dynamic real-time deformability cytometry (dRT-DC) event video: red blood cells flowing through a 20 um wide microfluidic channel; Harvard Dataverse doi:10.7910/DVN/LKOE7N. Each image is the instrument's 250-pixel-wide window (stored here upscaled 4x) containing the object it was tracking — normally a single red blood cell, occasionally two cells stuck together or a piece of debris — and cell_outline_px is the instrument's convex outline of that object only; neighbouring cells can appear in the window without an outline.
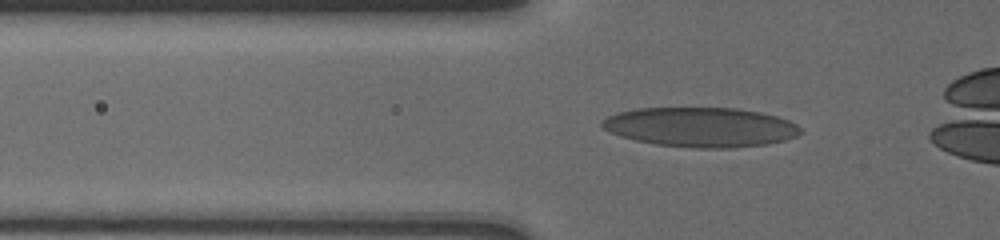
{"species": "human", "species_latin": "Homo sapiens", "temperature_condition": "cold", "stored_images_in_passage": 15, "camera_frame_rate_fps": 3000, "um_per_image_px": 0.085, "donor": {"sex": "male"}, "frame": {"image": 1, "passage_image": 4, "time_ms": 1.333, "image_size_px": [1000, 240], "cell_outline_px": [[804, 132], [796, 136], [784, 140], [768, 144], [728, 148], [696, 148], [656, 144], [636, 140], [620, 136], [604, 128], [600, 124], [600, 120], [608, 116], [620, 112], [636, 108], [736, 108], [760, 112], [776, 116], [788, 120], [796, 124]], "centroid_in_image_um": [59.57, 10.8], "position_along_channel_um": 66.2, "area_um2": 45.72}}
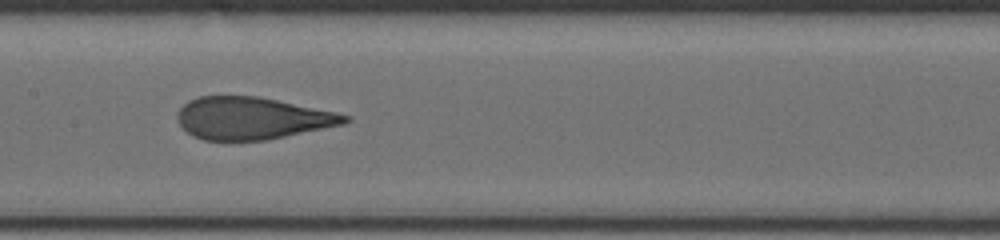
{"frame": {"image": 2, "passage_image": 11, "time_ms": 4.667, "image_size_px": [1000, 240], "cell_outline_px": [[352, 120], [344, 124], [264, 140], [204, 140], [192, 136], [180, 124], [176, 116], [176, 112], [188, 100], [200, 96], [256, 96], [336, 112], [352, 116]], "centroid_in_image_um": [21.41, 10.04], "position_along_channel_um": 186.0, "area_um2": 40.92}}
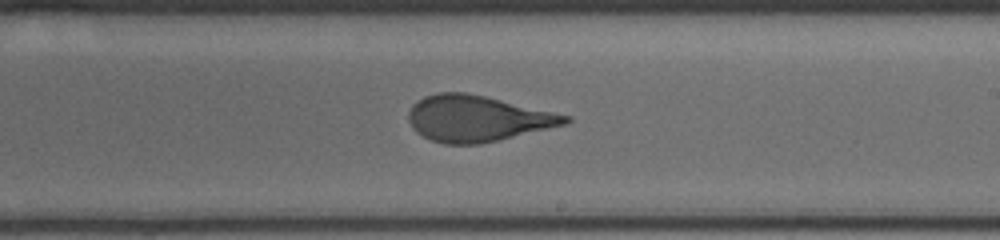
{"frame": {"image": 3, "passage_image": 14, "time_ms": 6.333, "image_size_px": [1000, 240], "cell_outline_px": [[572, 120], [564, 124], [480, 144], [444, 144], [432, 140], [416, 132], [412, 128], [408, 120], [408, 112], [412, 104], [416, 100], [424, 96], [436, 92], [464, 92], [484, 96], [572, 116]], "centroid_in_image_um": [40.5, 10.06], "position_along_channel_um": 248.5, "area_um2": 41.73}}